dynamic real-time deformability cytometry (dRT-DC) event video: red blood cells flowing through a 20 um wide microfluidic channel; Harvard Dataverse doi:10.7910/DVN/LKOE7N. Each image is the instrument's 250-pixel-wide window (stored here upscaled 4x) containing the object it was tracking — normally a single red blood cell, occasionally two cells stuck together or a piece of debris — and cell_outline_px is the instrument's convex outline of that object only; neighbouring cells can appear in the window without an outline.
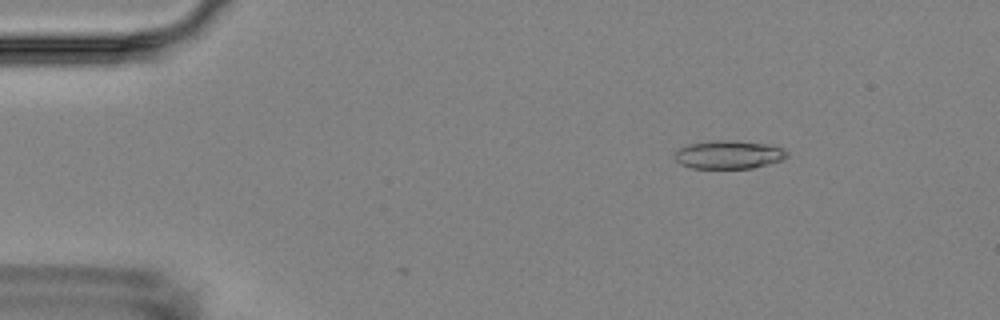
{"species": "Egyptian fruit bat (a non-hibernating species)", "species_latin": "Rousettus aegyptiacus", "temperature_condition": "room temperature", "stored_images_in_passage": 3, "camera_frame_rate_fps": 3000, "um_per_image_px": 0.085, "animal": {"sex": "female"}, "frame": {"image": 1, "passage_image": 2, "time_ms": 1.333, "image_size_px": [1000, 320], "cell_outline_px": [[788, 156], [780, 160], [768, 164], [752, 168], [692, 168], [680, 164], [676, 160], [676, 152], [680, 148], [688, 144], [708, 140], [736, 140], [772, 144], [784, 148], [788, 152]], "centroid_in_image_um": [61.98, 13.12], "position_along_channel_um": 23.0, "area_um2": 18.73}}